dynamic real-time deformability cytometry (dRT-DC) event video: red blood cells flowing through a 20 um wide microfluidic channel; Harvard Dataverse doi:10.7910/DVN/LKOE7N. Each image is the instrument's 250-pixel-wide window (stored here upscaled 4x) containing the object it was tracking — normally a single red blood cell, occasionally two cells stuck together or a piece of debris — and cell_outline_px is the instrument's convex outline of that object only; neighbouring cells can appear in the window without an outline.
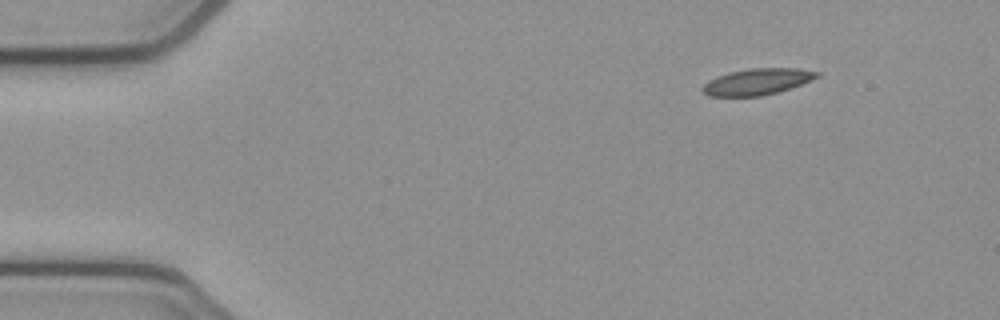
{"species": "common noctule bat (a hibernating species)", "species_latin": "Nyctalus noctula", "temperature_condition": "cold", "stored_images_in_passage": 4, "camera_frame_rate_fps": 3000, "um_per_image_px": 0.085, "animal": {"sex": "female", "body_mass_g": 21.9}, "frame": {"image": 1, "passage_image": 1, "time_ms": 0.0, "image_size_px": [1000, 320], "cell_outline_px": [[820, 76], [812, 80], [792, 88], [760, 96], [708, 96], [700, 88], [708, 80], [716, 76], [728, 72], [748, 68], [796, 68], [820, 72]], "centroid_in_image_um": [64.36, 6.93], "position_along_channel_um": 20.6, "area_um2": 17.69}}